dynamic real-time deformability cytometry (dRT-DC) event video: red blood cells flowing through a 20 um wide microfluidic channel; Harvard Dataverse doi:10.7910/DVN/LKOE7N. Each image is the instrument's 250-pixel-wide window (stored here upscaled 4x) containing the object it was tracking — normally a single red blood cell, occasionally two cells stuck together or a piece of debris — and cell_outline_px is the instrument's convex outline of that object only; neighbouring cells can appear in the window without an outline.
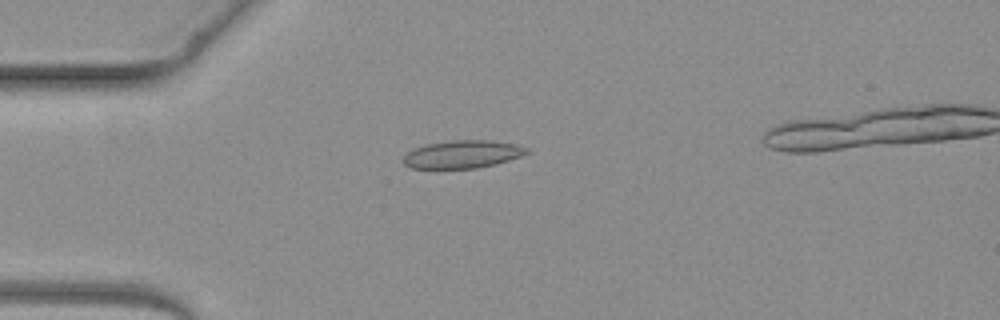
{"species": "common noctule bat (a hibernating species)", "species_latin": "Nyctalus noctula", "temperature_condition": "warm", "stored_images_in_passage": 4, "camera_frame_rate_fps": 3000, "um_per_image_px": 0.085, "animal": {"sex": "female", "body_mass_g": 19.3, "forearm_length_mm": 54.1}, "frame": {"image": 1, "passage_image": 3, "time_ms": 3.333, "image_size_px": [1000, 320], "cell_outline_px": [[532, 152], [496, 164], [476, 168], [412, 168], [404, 164], [404, 156], [412, 148], [424, 144], [452, 140], [492, 140], [516, 144], [528, 148]], "centroid_in_image_um": [39.33, 13.1], "position_along_channel_um": 45.7, "area_um2": 20.11}}